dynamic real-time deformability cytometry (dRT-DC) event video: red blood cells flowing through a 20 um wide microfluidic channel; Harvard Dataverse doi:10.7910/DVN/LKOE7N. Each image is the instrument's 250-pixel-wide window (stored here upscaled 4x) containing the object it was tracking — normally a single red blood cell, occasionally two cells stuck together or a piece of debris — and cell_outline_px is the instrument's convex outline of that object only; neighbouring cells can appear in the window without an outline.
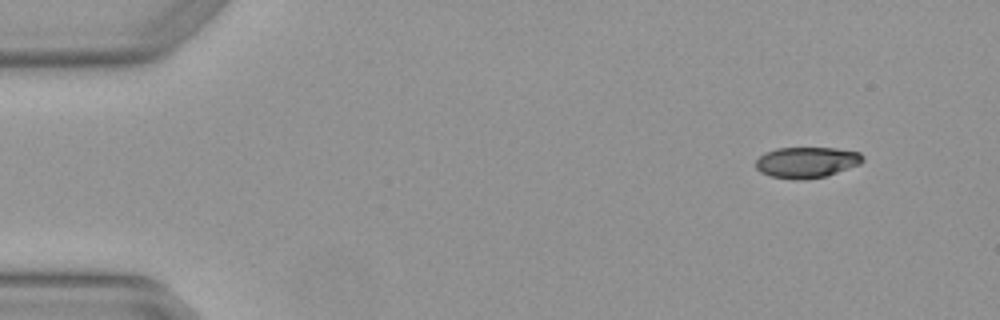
{"species": "Egyptian fruit bat (a non-hibernating species)", "species_latin": "Rousettus aegyptiacus", "temperature_condition": "warm", "stored_images_in_passage": 3, "camera_frame_rate_fps": 3000, "um_per_image_px": 0.085, "animal": {"sex": "female"}, "frame": {"image": 1, "passage_image": 1, "time_ms": 0.0, "image_size_px": [1000, 320], "cell_outline_px": [[864, 160], [860, 164], [828, 176], [804, 180], [796, 180], [772, 176], [760, 172], [756, 168], [756, 160], [764, 152], [776, 148], [836, 148], [860, 152], [864, 156]], "centroid_in_image_um": [68.58, 13.8], "position_along_channel_um": 16.4, "area_um2": 19.48}}
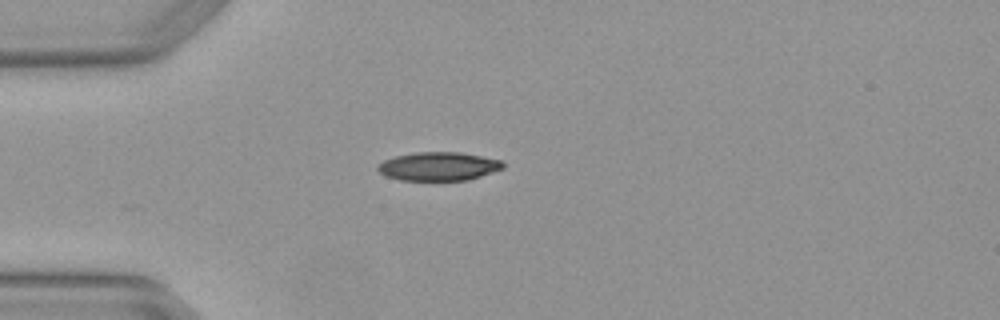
{"frame": {"image": 2, "passage_image": 3, "time_ms": 0.667, "image_size_px": [1000, 320], "cell_outline_px": [[504, 168], [468, 180], [400, 180], [384, 176], [376, 168], [376, 164], [384, 160], [396, 156], [416, 152], [460, 152], [500, 160], [504, 164]], "centroid_in_image_um": [37.23, 14.14], "position_along_channel_um": 47.8, "area_um2": 20.81}}